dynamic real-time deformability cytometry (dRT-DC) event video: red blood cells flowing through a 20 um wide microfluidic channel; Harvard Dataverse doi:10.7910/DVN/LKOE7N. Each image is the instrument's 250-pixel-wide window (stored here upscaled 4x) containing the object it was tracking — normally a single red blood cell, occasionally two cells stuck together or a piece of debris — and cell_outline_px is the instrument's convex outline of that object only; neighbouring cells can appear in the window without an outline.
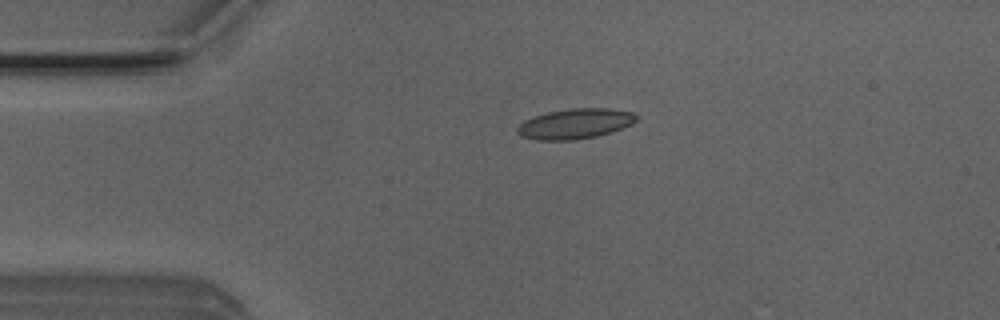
{"species": "Egyptian fruit bat (a non-hibernating species)", "species_latin": "Rousettus aegyptiacus", "temperature_condition": "room temperature", "stored_images_in_passage": 2, "camera_frame_rate_fps": 3000, "um_per_image_px": 0.085, "animal": {"sex": "male"}, "frame": {"image": 1, "passage_image": 1, "time_ms": 0.0, "image_size_px": [1000, 320], "cell_outline_px": [[640, 116], [632, 124], [612, 132], [596, 136], [576, 140], [536, 140], [520, 136], [516, 132], [516, 128], [524, 120], [548, 112], [568, 108], [608, 108], [636, 112]], "centroid_in_image_um": [48.92, 10.51], "position_along_channel_um": 36.1, "area_um2": 21.21}}